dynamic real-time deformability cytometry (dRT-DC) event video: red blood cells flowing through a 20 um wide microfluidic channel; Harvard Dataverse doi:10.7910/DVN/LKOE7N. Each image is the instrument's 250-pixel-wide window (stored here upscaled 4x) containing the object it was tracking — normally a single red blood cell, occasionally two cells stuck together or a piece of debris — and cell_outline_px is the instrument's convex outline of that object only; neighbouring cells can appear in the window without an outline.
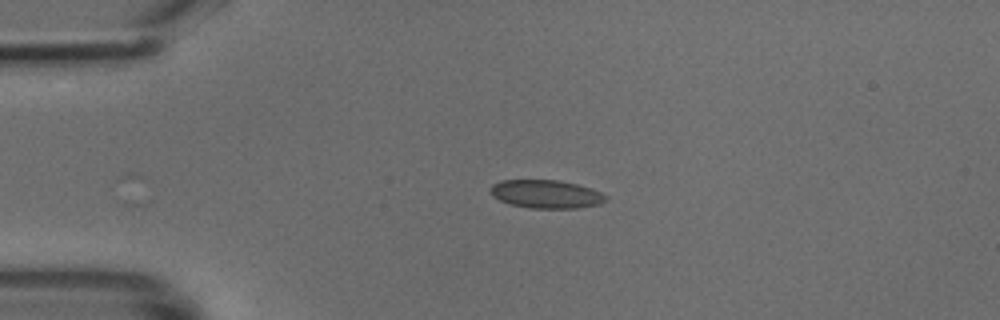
{"species": "common noctule bat (a hibernating species)", "species_latin": "Nyctalus noctula", "temperature_condition": "cold", "stored_images_in_passage": 32, "camera_frame_rate_fps": 3000, "um_per_image_px": 0.085, "animal": {"sex": "male", "body_mass_g": 18.8}, "frame": {"image": 1, "passage_image": 1, "time_ms": 0.0, "image_size_px": [1000, 320], "cell_outline_px": [[608, 200], [600, 204], [580, 208], [528, 208], [508, 204], [492, 196], [492, 184], [500, 180], [556, 180], [576, 184], [592, 188], [608, 196]], "centroid_in_image_um": [46.45, 16.51], "position_along_channel_um": 38.6, "area_um2": 19.13}}
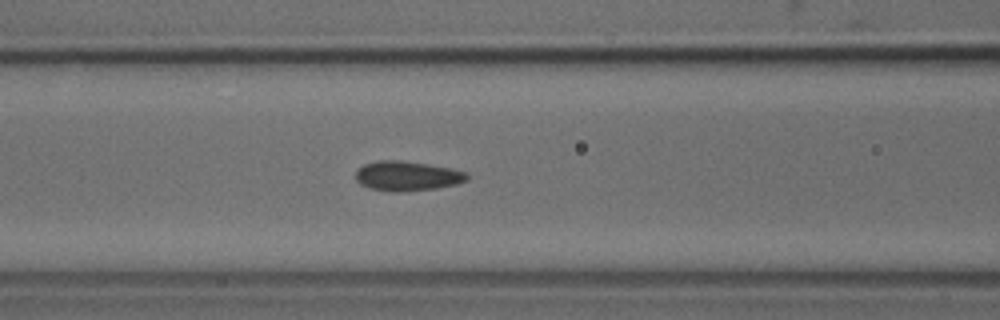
{"frame": {"image": 2, "passage_image": 10, "time_ms": 3.0, "image_size_px": [1000, 320], "cell_outline_px": [[468, 180], [456, 184], [436, 188], [400, 192], [392, 192], [368, 188], [360, 184], [356, 180], [356, 172], [364, 164], [376, 160], [400, 160], [428, 164], [452, 168], [468, 172]], "centroid_in_image_um": [34.61, 14.96], "position_along_channel_um": 132.0, "area_um2": 19.42}}
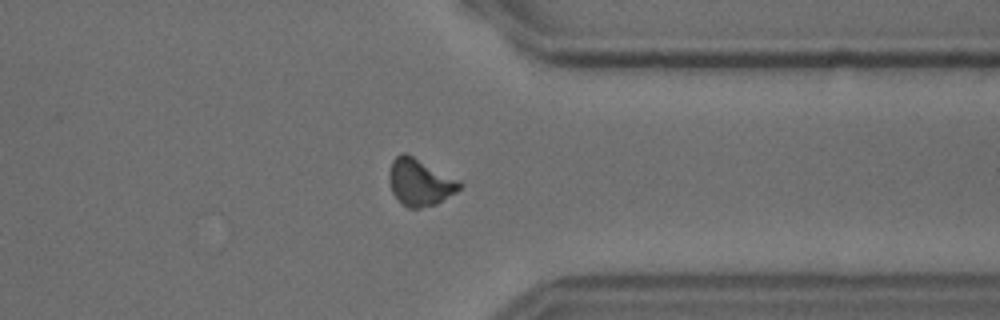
{"frame": {"image": 3, "passage_image": 28, "time_ms": 9.0, "image_size_px": [1000, 320], "cell_outline_px": [[464, 184], [456, 192], [436, 204], [420, 208], [408, 208], [392, 192], [388, 180], [388, 172], [392, 160], [400, 152], [404, 152], [460, 180]], "centroid_in_image_um": [35.68, 15.48], "position_along_channel_um": 375.7, "area_um2": 19.19}}